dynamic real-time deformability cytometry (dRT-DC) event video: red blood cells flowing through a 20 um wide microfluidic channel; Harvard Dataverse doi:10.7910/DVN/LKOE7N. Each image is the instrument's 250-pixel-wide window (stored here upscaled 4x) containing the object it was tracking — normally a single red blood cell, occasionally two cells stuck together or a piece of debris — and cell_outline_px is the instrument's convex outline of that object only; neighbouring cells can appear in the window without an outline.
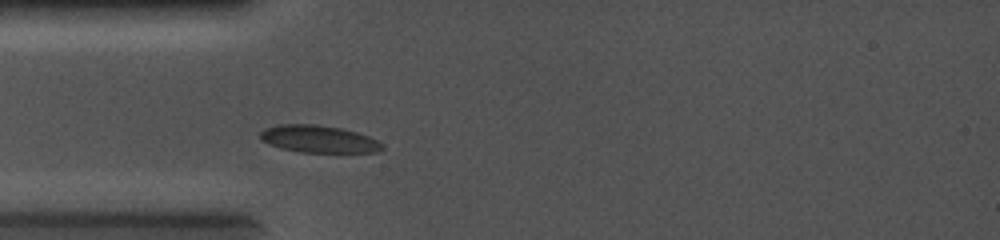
{"species": "common noctule bat (a hibernating species)", "species_latin": "Nyctalus noctula", "temperature_condition": "cold", "stored_images_in_passage": 42, "camera_frame_rate_fps": 5000, "um_per_image_px": 0.085, "animal": {"sex": "female", "body_mass_g": 19.0, "forearm_length_mm": 56.7}, "frame": {"image": 1, "passage_image": 1, "time_ms": 0.0, "image_size_px": [1000, 240], "cell_outline_px": [[384, 148], [380, 152], [300, 152], [280, 148], [268, 144], [260, 140], [260, 132], [264, 128], [276, 124], [316, 124], [340, 128], [356, 132], [368, 136], [384, 144]], "centroid_in_image_um": [27.05, 11.81], "position_along_channel_um": 57.9, "area_um2": 19.54}}
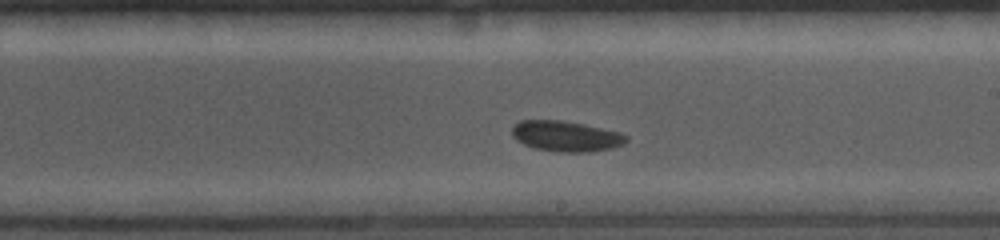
{"frame": {"image": 2, "passage_image": 21, "time_ms": 4.0, "image_size_px": [1000, 240], "cell_outline_px": [[628, 140], [624, 144], [612, 148], [588, 152], [560, 152], [532, 148], [516, 140], [512, 136], [512, 124], [520, 120], [560, 120], [584, 124], [620, 132], [628, 136]], "centroid_in_image_um": [48.09, 11.57], "position_along_channel_um": 240.9, "area_um2": 20.58}}
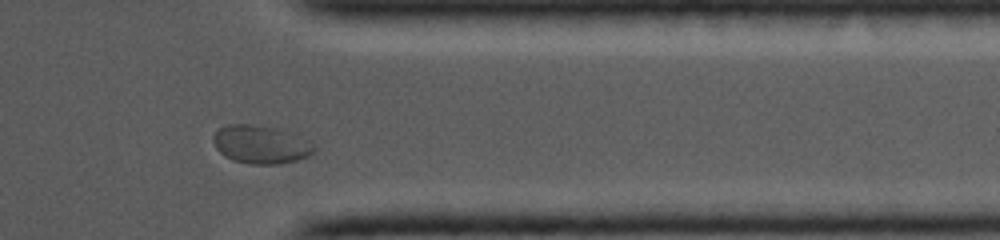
{"frame": {"image": 3, "passage_image": 37, "time_ms": 7.2, "image_size_px": [1000, 240], "cell_outline_px": [[316, 148], [308, 156], [296, 160], [276, 164], [248, 164], [232, 160], [224, 156], [216, 148], [212, 140], [212, 136], [220, 128], [228, 124], [252, 124], [276, 128], [296, 132], [308, 140]], "centroid_in_image_um": [22.17, 12.27], "position_along_channel_um": 389.2, "area_um2": 22.72}}